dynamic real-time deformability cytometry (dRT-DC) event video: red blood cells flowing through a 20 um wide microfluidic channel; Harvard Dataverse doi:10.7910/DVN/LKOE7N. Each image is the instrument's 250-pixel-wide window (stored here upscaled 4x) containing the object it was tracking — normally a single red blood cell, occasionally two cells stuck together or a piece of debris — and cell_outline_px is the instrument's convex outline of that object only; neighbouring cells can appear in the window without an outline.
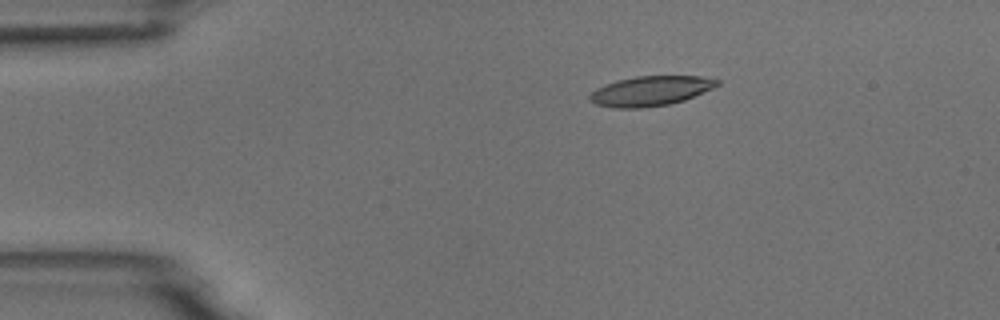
{"species": "common noctule bat (a hibernating species)", "species_latin": "Nyctalus noctula", "temperature_condition": "room temperature", "stored_images_in_passage": 5, "camera_frame_rate_fps": 3000, "um_per_image_px": 0.085, "animal": {"sex": "male", "body_mass_g": 18.8}, "frame": {"image": 1, "passage_image": 3, "time_ms": 2.333, "image_size_px": [1000, 320], "cell_outline_px": [[720, 84], [712, 88], [684, 100], [668, 104], [644, 108], [612, 108], [596, 104], [588, 100], [588, 96], [596, 88], [604, 84], [616, 80], [636, 76], [700, 76], [720, 80]], "centroid_in_image_um": [55.25, 7.73], "position_along_channel_um": 29.8, "area_um2": 22.2}}
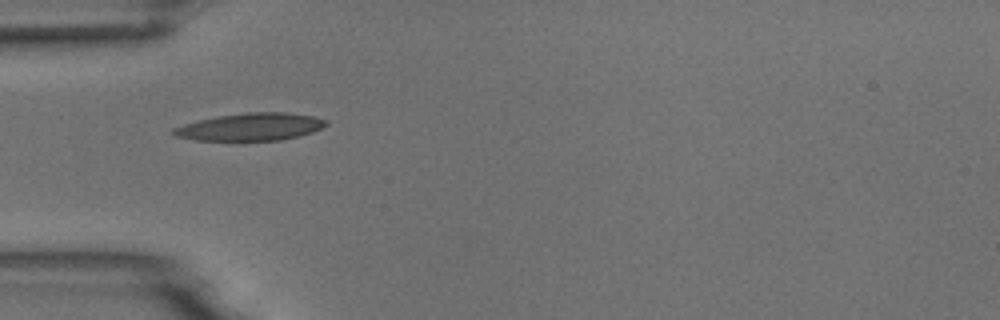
{"frame": {"image": 2, "passage_image": 5, "time_ms": 4.667, "image_size_px": [1000, 320], "cell_outline_px": [[328, 124], [312, 132], [300, 136], [280, 140], [196, 140], [176, 136], [172, 132], [172, 128], [184, 124], [200, 120], [220, 116], [248, 112], [284, 112], [312, 116], [328, 120]], "centroid_in_image_um": [21.32, 10.78], "position_along_channel_um": 63.7, "area_um2": 24.16}}